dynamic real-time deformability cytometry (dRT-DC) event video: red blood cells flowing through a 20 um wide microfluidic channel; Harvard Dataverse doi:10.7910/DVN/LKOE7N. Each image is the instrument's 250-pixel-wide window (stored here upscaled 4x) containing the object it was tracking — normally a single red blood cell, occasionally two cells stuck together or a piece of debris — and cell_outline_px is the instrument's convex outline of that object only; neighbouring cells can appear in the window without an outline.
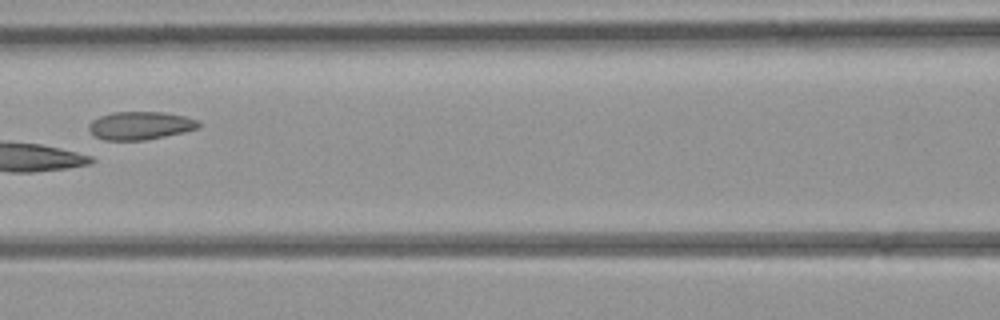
{"species": "common noctule bat (a hibernating species)", "species_latin": "Nyctalus noctula", "temperature_condition": "room temperature", "stored_images_in_passage": 5, "camera_frame_rate_fps": 3000, "um_per_image_px": 0.085, "animal": {"sex": "female", "body_mass_g": 21.9}, "frame": {"image": 1, "passage_image": 5, "time_ms": 4.333, "image_size_px": [1000, 320], "cell_outline_px": [[200, 128], [184, 132], [144, 140], [104, 140], [96, 136], [88, 128], [88, 124], [92, 120], [100, 116], [112, 112], [164, 112], [184, 116], [196, 120], [200, 124]], "centroid_in_image_um": [11.92, 10.67], "position_along_channel_um": 154.7, "area_um2": 17.86}}